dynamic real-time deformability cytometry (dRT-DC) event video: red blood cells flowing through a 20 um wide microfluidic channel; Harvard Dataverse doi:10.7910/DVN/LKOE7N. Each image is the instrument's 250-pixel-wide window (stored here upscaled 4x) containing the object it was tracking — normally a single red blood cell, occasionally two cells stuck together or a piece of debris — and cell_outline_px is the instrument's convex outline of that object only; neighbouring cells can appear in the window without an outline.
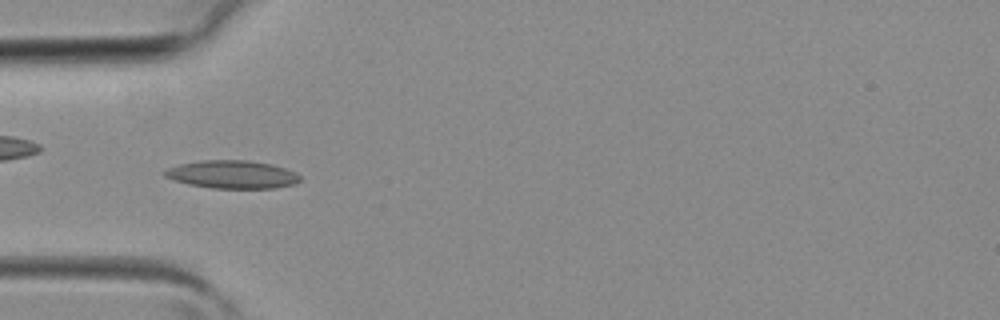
{"species": "common noctule bat (a hibernating species)", "species_latin": "Nyctalus noctula", "temperature_condition": "room temperature", "stored_images_in_passage": 4, "camera_frame_rate_fps": 3000, "um_per_image_px": 0.085, "animal": {"sex": "female", "body_mass_g": 19.3, "forearm_length_mm": 54.1}, "frame": {"image": 1, "passage_image": 3, "time_ms": 0.667, "image_size_px": [1000, 320], "cell_outline_px": [[300, 180], [296, 184], [276, 188], [212, 188], [188, 184], [172, 180], [164, 176], [164, 172], [168, 168], [180, 164], [200, 160], [248, 160], [272, 164], [296, 172], [300, 176]], "centroid_in_image_um": [19.75, 14.83], "position_along_channel_um": 65.2, "area_um2": 22.2}}
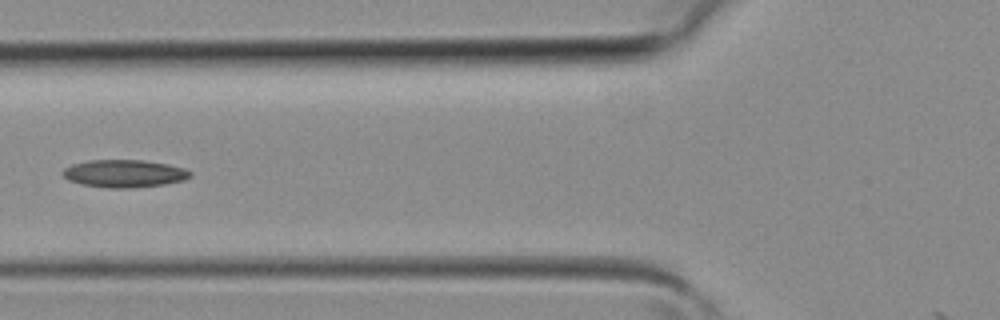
{"frame": {"image": 2, "passage_image": 4, "time_ms": 1.0, "image_size_px": [1000, 320], "cell_outline_px": [[192, 176], [184, 180], [164, 184], [132, 188], [108, 188], [80, 184], [68, 180], [60, 172], [64, 168], [72, 164], [88, 160], [144, 160], [168, 164], [184, 168], [192, 172]], "centroid_in_image_um": [10.55, 14.75], "position_along_channel_um": 115.2, "area_um2": 20.69}}